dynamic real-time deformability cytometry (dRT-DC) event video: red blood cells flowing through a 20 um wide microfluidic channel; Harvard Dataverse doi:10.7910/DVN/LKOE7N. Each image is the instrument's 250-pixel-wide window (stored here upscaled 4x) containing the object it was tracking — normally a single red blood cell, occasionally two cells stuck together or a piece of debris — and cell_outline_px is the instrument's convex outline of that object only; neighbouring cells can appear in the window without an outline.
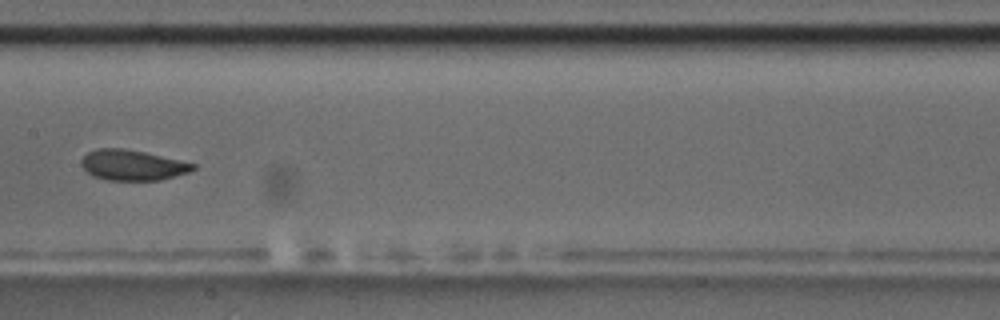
{"species": "common noctule bat (a hibernating species)", "species_latin": "Nyctalus noctula", "temperature_condition": "room temperature", "stored_images_in_passage": 15, "camera_frame_rate_fps": 3000, "um_per_image_px": 0.085, "animal": {"sex": "male", "body_mass_g": 17.5, "forearm_length_mm": 52.3}, "frame": {"image": 1, "passage_image": 7, "time_ms": 7.0, "image_size_px": [1000, 320], "cell_outline_px": [[196, 168], [188, 172], [160, 180], [108, 180], [92, 176], [80, 164], [80, 160], [88, 152], [96, 148], [124, 148], [144, 152], [196, 164]], "centroid_in_image_um": [11.22, 14.03], "position_along_channel_um": 196.2, "area_um2": 19.71}, "authors_computed_cell_mechanics": {"area_um2": 20.2878, "velocity_mm_per_s": 3.453, "shape_relaxation_time_tau1_ms": 3.2361, "shape_relaxation_time_tau2_ms": 1.5326, "deformation_change_tau1": 0.0875, "deformation_change_tau2": 0.0327}}